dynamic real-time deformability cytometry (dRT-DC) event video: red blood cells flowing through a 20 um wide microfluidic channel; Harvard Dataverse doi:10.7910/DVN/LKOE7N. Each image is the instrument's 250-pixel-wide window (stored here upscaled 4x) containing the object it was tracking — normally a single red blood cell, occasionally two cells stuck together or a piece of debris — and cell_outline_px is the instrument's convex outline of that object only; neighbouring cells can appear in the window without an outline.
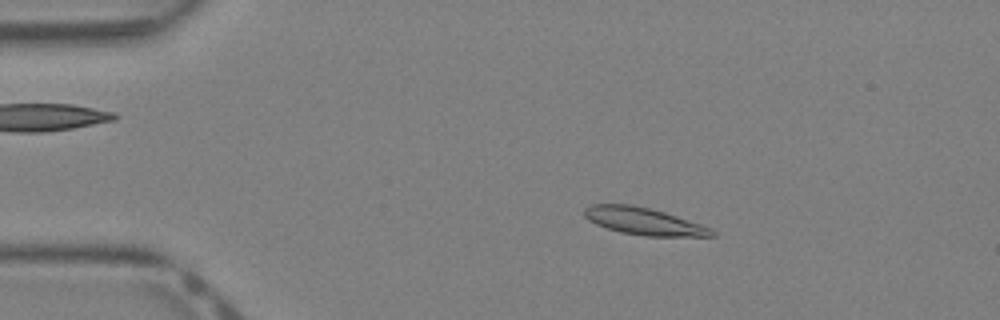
{"species": "Egyptian fruit bat (a non-hibernating species)", "species_latin": "Rousettus aegyptiacus", "temperature_condition": "warm", "stored_images_in_passage": 42, "camera_frame_rate_fps": 3000, "um_per_image_px": 0.085, "animal": {"sex": "female"}, "frame": {"image": 1, "passage_image": 8, "time_ms": 2.333, "image_size_px": [1000, 320], "cell_outline_px": [[716, 236], [644, 236], [620, 232], [596, 224], [588, 220], [584, 216], [584, 208], [592, 204], [632, 204], [664, 212], [712, 228], [716, 232]], "centroid_in_image_um": [54.71, 18.8], "position_along_channel_um": 30.3, "area_um2": 20.11}}
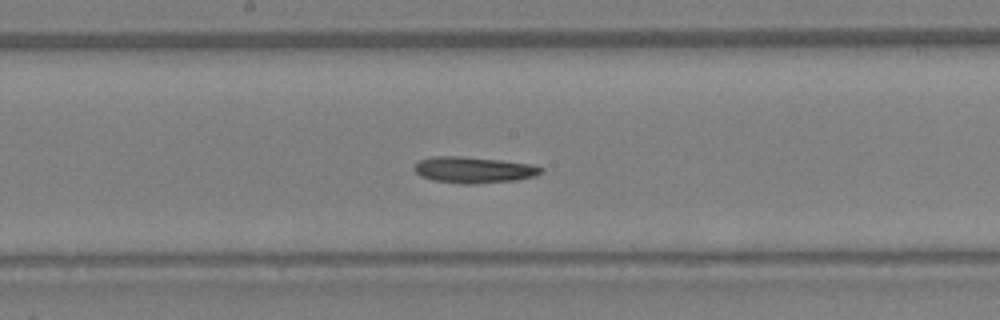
{"frame": {"image": 2, "passage_image": 22, "time_ms": 7.0, "image_size_px": [1000, 320], "cell_outline_px": [[544, 172], [536, 176], [516, 180], [476, 184], [460, 184], [432, 180], [420, 176], [412, 168], [420, 160], [436, 156], [460, 156], [500, 160], [528, 164], [544, 168]], "centroid_in_image_um": [40.26, 14.45], "position_along_channel_um": 207.9, "area_um2": 19.42}}
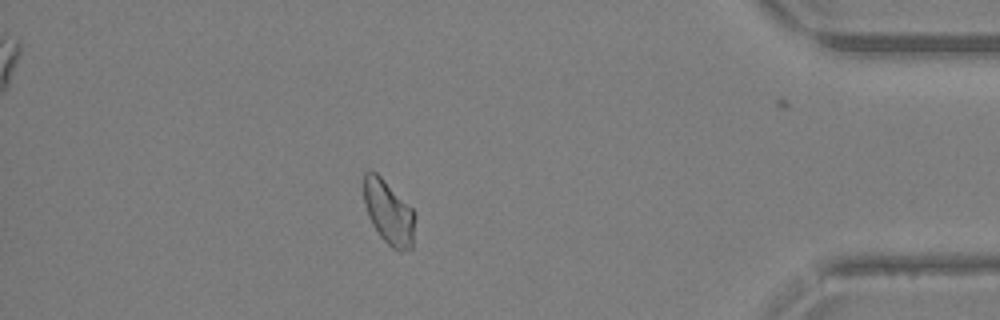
{"frame": {"image": 3, "passage_image": 36, "time_ms": 11.667, "image_size_px": [1000, 320], "cell_outline_px": [[416, 216], [412, 248], [400, 252], [392, 248], [380, 236], [372, 224], [368, 216], [364, 204], [364, 172], [376, 172], [416, 212]], "centroid_in_image_um": [33.06, 18.09], "position_along_channel_um": 402.1, "area_um2": 19.13}}